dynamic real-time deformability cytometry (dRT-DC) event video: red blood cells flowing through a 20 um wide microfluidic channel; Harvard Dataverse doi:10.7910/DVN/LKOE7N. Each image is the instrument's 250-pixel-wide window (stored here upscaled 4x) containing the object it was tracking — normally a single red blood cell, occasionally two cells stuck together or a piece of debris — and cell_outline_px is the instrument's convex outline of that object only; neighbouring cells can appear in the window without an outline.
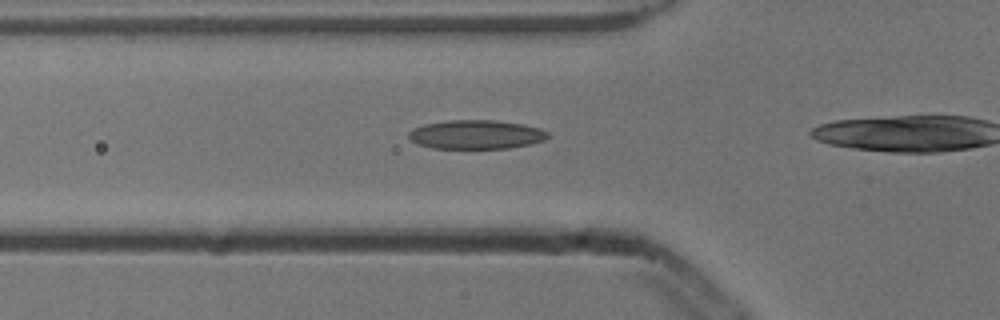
{"species": "common noctule bat (a hibernating species)", "species_latin": "Nyctalus noctula", "temperature_condition": "cold", "stored_images_in_passage": 7, "camera_frame_rate_fps": 3000, "um_per_image_px": 0.085, "animal": {"sex": "male", "body_mass_g": 13.3}, "frame": {"image": 1, "passage_image": 2, "time_ms": 0.333, "image_size_px": [1000, 320], "cell_outline_px": [[548, 136], [544, 140], [528, 144], [508, 148], [432, 148], [416, 144], [408, 136], [408, 132], [412, 128], [424, 124], [448, 120], [496, 120], [524, 124], [540, 128], [548, 132]], "centroid_in_image_um": [40.44, 11.42], "position_along_channel_um": 85.4, "area_um2": 23.52}}
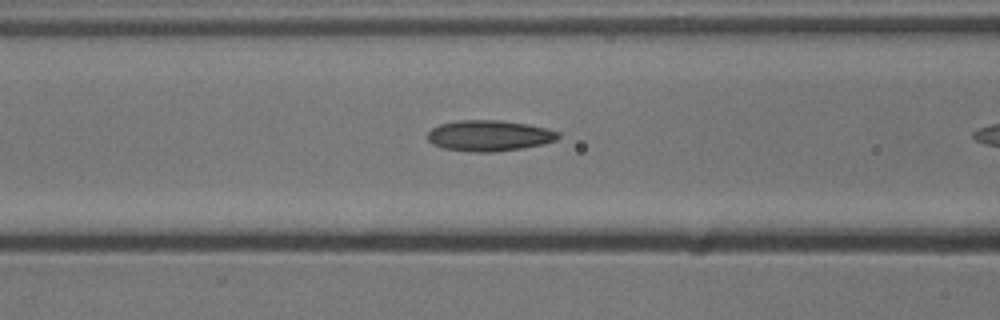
{"frame": {"image": 2, "passage_image": 5, "time_ms": 1.333, "image_size_px": [1000, 320], "cell_outline_px": [[560, 136], [556, 140], [540, 144], [520, 148], [492, 152], [476, 152], [444, 148], [432, 144], [428, 140], [428, 132], [432, 128], [440, 124], [456, 120], [500, 120], [528, 124], [548, 128], [560, 132]], "centroid_in_image_um": [41.58, 11.51], "position_along_channel_um": 125.0, "area_um2": 23.41}}